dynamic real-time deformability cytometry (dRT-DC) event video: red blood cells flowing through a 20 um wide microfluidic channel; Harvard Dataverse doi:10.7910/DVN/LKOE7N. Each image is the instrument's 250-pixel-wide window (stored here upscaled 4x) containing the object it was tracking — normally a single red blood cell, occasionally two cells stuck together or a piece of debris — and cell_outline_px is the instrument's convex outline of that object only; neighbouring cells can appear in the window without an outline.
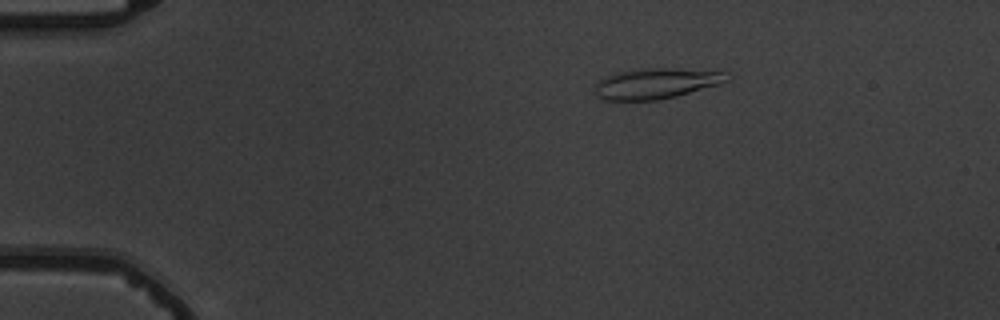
{"species": "common noctule bat (a hibernating species)", "species_latin": "Nyctalus noctula", "temperature_condition": "warm", "stored_images_in_passage": 55, "camera_frame_rate_fps": 3000, "um_per_image_px": 0.085, "animal": {"sex": "male", "body_mass_g": 19.5, "forearm_length_mm": 54.6}, "frame": {"image": 1, "passage_image": 10, "time_ms": 3.0, "image_size_px": [1000, 320], "cell_outline_px": [[732, 76], [728, 80], [720, 84], [676, 96], [660, 100], [604, 100], [596, 92], [596, 80], [620, 72], [644, 68], [672, 68], [728, 72]], "centroid_in_image_um": [55.83, 7.09], "position_along_channel_um": 29.2, "area_um2": 23.41}}
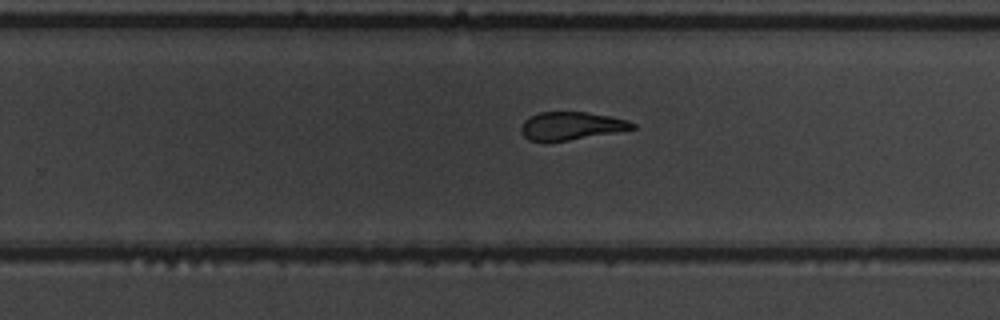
{"frame": {"image": 2, "passage_image": 36, "time_ms": 11.667, "image_size_px": [1000, 320], "cell_outline_px": [[636, 128], [616, 132], [544, 144], [528, 140], [520, 132], [520, 128], [524, 120], [540, 112], [588, 112], [628, 120], [636, 124]], "centroid_in_image_um": [48.49, 10.73], "position_along_channel_um": 281.3, "area_um2": 18.44}}
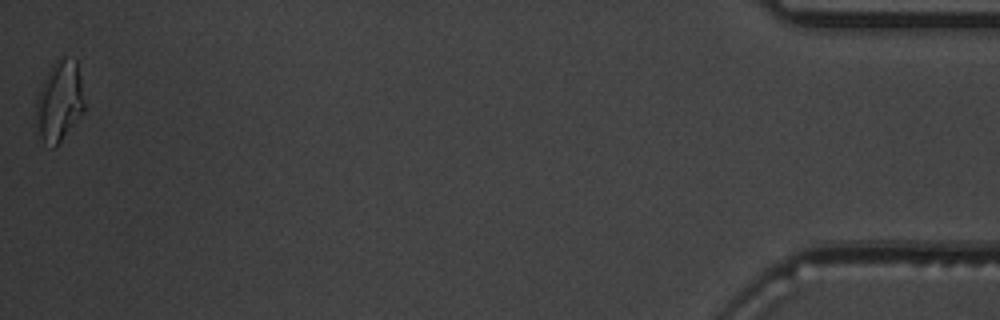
{"frame": {"image": 3, "passage_image": 55, "time_ms": 18.0, "image_size_px": [1000, 320], "cell_outline_px": [[84, 112], [56, 148], [52, 148], [40, 136], [36, 116], [36, 100], [40, 88], [48, 68], [60, 56], [64, 56], [76, 60], [80, 80], [84, 104]], "centroid_in_image_um": [5.05, 8.59], "position_along_channel_um": 430.2, "area_um2": 22.6}, "authors_computed_cell_mechanics": {"area_um2": 20.23, "velocity_mm_per_s": 3.7229, "shape_relaxation_time_tau1_ms": 7.4704, "shape_relaxation_time_tau2_ms": 2.5416, "deformation_change_tau1": 0.2417, "deformation_change_tau2": 0.1087}}